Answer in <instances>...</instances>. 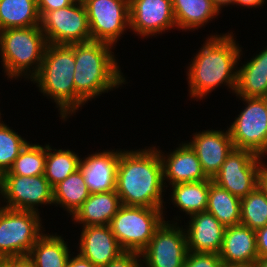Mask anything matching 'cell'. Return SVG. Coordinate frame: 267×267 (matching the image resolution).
<instances>
[{
	"instance_id": "1",
	"label": "cell",
	"mask_w": 267,
	"mask_h": 267,
	"mask_svg": "<svg viewBox=\"0 0 267 267\" xmlns=\"http://www.w3.org/2000/svg\"><path fill=\"white\" fill-rule=\"evenodd\" d=\"M149 148L120 152L116 192L124 206L164 209L162 160L155 147Z\"/></svg>"
},
{
	"instance_id": "2",
	"label": "cell",
	"mask_w": 267,
	"mask_h": 267,
	"mask_svg": "<svg viewBox=\"0 0 267 267\" xmlns=\"http://www.w3.org/2000/svg\"><path fill=\"white\" fill-rule=\"evenodd\" d=\"M233 35H211L193 58L187 71L190 97L203 99L222 84L235 92L242 50Z\"/></svg>"
},
{
	"instance_id": "3",
	"label": "cell",
	"mask_w": 267,
	"mask_h": 267,
	"mask_svg": "<svg viewBox=\"0 0 267 267\" xmlns=\"http://www.w3.org/2000/svg\"><path fill=\"white\" fill-rule=\"evenodd\" d=\"M112 47L93 40L74 44L75 112L88 100L125 84Z\"/></svg>"
},
{
	"instance_id": "4",
	"label": "cell",
	"mask_w": 267,
	"mask_h": 267,
	"mask_svg": "<svg viewBox=\"0 0 267 267\" xmlns=\"http://www.w3.org/2000/svg\"><path fill=\"white\" fill-rule=\"evenodd\" d=\"M74 44H47L41 67L31 80L60 110L61 119L75 113Z\"/></svg>"
},
{
	"instance_id": "5",
	"label": "cell",
	"mask_w": 267,
	"mask_h": 267,
	"mask_svg": "<svg viewBox=\"0 0 267 267\" xmlns=\"http://www.w3.org/2000/svg\"><path fill=\"white\" fill-rule=\"evenodd\" d=\"M46 45L40 25L1 30L0 55L7 78L26 76L31 81L39 72Z\"/></svg>"
},
{
	"instance_id": "6",
	"label": "cell",
	"mask_w": 267,
	"mask_h": 267,
	"mask_svg": "<svg viewBox=\"0 0 267 267\" xmlns=\"http://www.w3.org/2000/svg\"><path fill=\"white\" fill-rule=\"evenodd\" d=\"M163 210L122 205L109 227L124 251L140 254L163 223Z\"/></svg>"
},
{
	"instance_id": "7",
	"label": "cell",
	"mask_w": 267,
	"mask_h": 267,
	"mask_svg": "<svg viewBox=\"0 0 267 267\" xmlns=\"http://www.w3.org/2000/svg\"><path fill=\"white\" fill-rule=\"evenodd\" d=\"M40 214L0 207V260L28 256L42 233Z\"/></svg>"
},
{
	"instance_id": "8",
	"label": "cell",
	"mask_w": 267,
	"mask_h": 267,
	"mask_svg": "<svg viewBox=\"0 0 267 267\" xmlns=\"http://www.w3.org/2000/svg\"><path fill=\"white\" fill-rule=\"evenodd\" d=\"M245 109L228 128L235 149L249 150L267 155V108L264 98L240 97Z\"/></svg>"
},
{
	"instance_id": "9",
	"label": "cell",
	"mask_w": 267,
	"mask_h": 267,
	"mask_svg": "<svg viewBox=\"0 0 267 267\" xmlns=\"http://www.w3.org/2000/svg\"><path fill=\"white\" fill-rule=\"evenodd\" d=\"M40 28L47 44H76L91 41V33L84 4L45 12L40 17Z\"/></svg>"
},
{
	"instance_id": "10",
	"label": "cell",
	"mask_w": 267,
	"mask_h": 267,
	"mask_svg": "<svg viewBox=\"0 0 267 267\" xmlns=\"http://www.w3.org/2000/svg\"><path fill=\"white\" fill-rule=\"evenodd\" d=\"M91 40L115 46L130 28L129 0H85Z\"/></svg>"
},
{
	"instance_id": "11",
	"label": "cell",
	"mask_w": 267,
	"mask_h": 267,
	"mask_svg": "<svg viewBox=\"0 0 267 267\" xmlns=\"http://www.w3.org/2000/svg\"><path fill=\"white\" fill-rule=\"evenodd\" d=\"M263 158L249 150L233 149L212 178L218 186L242 199L258 186Z\"/></svg>"
},
{
	"instance_id": "12",
	"label": "cell",
	"mask_w": 267,
	"mask_h": 267,
	"mask_svg": "<svg viewBox=\"0 0 267 267\" xmlns=\"http://www.w3.org/2000/svg\"><path fill=\"white\" fill-rule=\"evenodd\" d=\"M169 222L164 219L140 253L146 267H183L188 253L186 233L177 222Z\"/></svg>"
},
{
	"instance_id": "13",
	"label": "cell",
	"mask_w": 267,
	"mask_h": 267,
	"mask_svg": "<svg viewBox=\"0 0 267 267\" xmlns=\"http://www.w3.org/2000/svg\"><path fill=\"white\" fill-rule=\"evenodd\" d=\"M7 204L3 207L14 210L38 212L40 204H54L53 188L44 175H3V195ZM37 207V208H36Z\"/></svg>"
},
{
	"instance_id": "14",
	"label": "cell",
	"mask_w": 267,
	"mask_h": 267,
	"mask_svg": "<svg viewBox=\"0 0 267 267\" xmlns=\"http://www.w3.org/2000/svg\"><path fill=\"white\" fill-rule=\"evenodd\" d=\"M130 28L137 35L162 34L177 28L171 0H129Z\"/></svg>"
},
{
	"instance_id": "15",
	"label": "cell",
	"mask_w": 267,
	"mask_h": 267,
	"mask_svg": "<svg viewBox=\"0 0 267 267\" xmlns=\"http://www.w3.org/2000/svg\"><path fill=\"white\" fill-rule=\"evenodd\" d=\"M187 142L195 151L208 178H213L220 170L227 156L234 149L229 130H204L193 135Z\"/></svg>"
},
{
	"instance_id": "16",
	"label": "cell",
	"mask_w": 267,
	"mask_h": 267,
	"mask_svg": "<svg viewBox=\"0 0 267 267\" xmlns=\"http://www.w3.org/2000/svg\"><path fill=\"white\" fill-rule=\"evenodd\" d=\"M79 244L78 254L98 267L107 265L125 252L109 225L83 227Z\"/></svg>"
},
{
	"instance_id": "17",
	"label": "cell",
	"mask_w": 267,
	"mask_h": 267,
	"mask_svg": "<svg viewBox=\"0 0 267 267\" xmlns=\"http://www.w3.org/2000/svg\"><path fill=\"white\" fill-rule=\"evenodd\" d=\"M120 152H95L80 160L79 169L90 194L116 190Z\"/></svg>"
},
{
	"instance_id": "18",
	"label": "cell",
	"mask_w": 267,
	"mask_h": 267,
	"mask_svg": "<svg viewBox=\"0 0 267 267\" xmlns=\"http://www.w3.org/2000/svg\"><path fill=\"white\" fill-rule=\"evenodd\" d=\"M219 257L224 266H254L259 258L256 231L242 224L226 227Z\"/></svg>"
},
{
	"instance_id": "19",
	"label": "cell",
	"mask_w": 267,
	"mask_h": 267,
	"mask_svg": "<svg viewBox=\"0 0 267 267\" xmlns=\"http://www.w3.org/2000/svg\"><path fill=\"white\" fill-rule=\"evenodd\" d=\"M188 223L184 229L188 251L219 254L226 227L207 211L192 214Z\"/></svg>"
},
{
	"instance_id": "20",
	"label": "cell",
	"mask_w": 267,
	"mask_h": 267,
	"mask_svg": "<svg viewBox=\"0 0 267 267\" xmlns=\"http://www.w3.org/2000/svg\"><path fill=\"white\" fill-rule=\"evenodd\" d=\"M179 145V148L170 152L167 157L157 148L163 165V182L167 180L169 185H174L209 179L190 145L186 142Z\"/></svg>"
},
{
	"instance_id": "21",
	"label": "cell",
	"mask_w": 267,
	"mask_h": 267,
	"mask_svg": "<svg viewBox=\"0 0 267 267\" xmlns=\"http://www.w3.org/2000/svg\"><path fill=\"white\" fill-rule=\"evenodd\" d=\"M122 206L116 190L90 194L72 215L73 221L90 225H109L111 219Z\"/></svg>"
},
{
	"instance_id": "22",
	"label": "cell",
	"mask_w": 267,
	"mask_h": 267,
	"mask_svg": "<svg viewBox=\"0 0 267 267\" xmlns=\"http://www.w3.org/2000/svg\"><path fill=\"white\" fill-rule=\"evenodd\" d=\"M237 84L234 93L239 97L267 96V48L251 60L238 67Z\"/></svg>"
},
{
	"instance_id": "23",
	"label": "cell",
	"mask_w": 267,
	"mask_h": 267,
	"mask_svg": "<svg viewBox=\"0 0 267 267\" xmlns=\"http://www.w3.org/2000/svg\"><path fill=\"white\" fill-rule=\"evenodd\" d=\"M177 28L195 30L217 17L221 6L215 0H171Z\"/></svg>"
},
{
	"instance_id": "24",
	"label": "cell",
	"mask_w": 267,
	"mask_h": 267,
	"mask_svg": "<svg viewBox=\"0 0 267 267\" xmlns=\"http://www.w3.org/2000/svg\"><path fill=\"white\" fill-rule=\"evenodd\" d=\"M66 244L59 235L43 234L32 247L28 257L34 267H66L71 255Z\"/></svg>"
},
{
	"instance_id": "25",
	"label": "cell",
	"mask_w": 267,
	"mask_h": 267,
	"mask_svg": "<svg viewBox=\"0 0 267 267\" xmlns=\"http://www.w3.org/2000/svg\"><path fill=\"white\" fill-rule=\"evenodd\" d=\"M38 25L37 0H0V31Z\"/></svg>"
},
{
	"instance_id": "26",
	"label": "cell",
	"mask_w": 267,
	"mask_h": 267,
	"mask_svg": "<svg viewBox=\"0 0 267 267\" xmlns=\"http://www.w3.org/2000/svg\"><path fill=\"white\" fill-rule=\"evenodd\" d=\"M211 178L199 182L172 185V203L187 215L206 211Z\"/></svg>"
},
{
	"instance_id": "27",
	"label": "cell",
	"mask_w": 267,
	"mask_h": 267,
	"mask_svg": "<svg viewBox=\"0 0 267 267\" xmlns=\"http://www.w3.org/2000/svg\"><path fill=\"white\" fill-rule=\"evenodd\" d=\"M206 211L211 213L225 227L239 225L241 199L212 181Z\"/></svg>"
},
{
	"instance_id": "28",
	"label": "cell",
	"mask_w": 267,
	"mask_h": 267,
	"mask_svg": "<svg viewBox=\"0 0 267 267\" xmlns=\"http://www.w3.org/2000/svg\"><path fill=\"white\" fill-rule=\"evenodd\" d=\"M89 195L90 193L80 169H77L53 188L54 204L65 208L70 215L77 211Z\"/></svg>"
},
{
	"instance_id": "29",
	"label": "cell",
	"mask_w": 267,
	"mask_h": 267,
	"mask_svg": "<svg viewBox=\"0 0 267 267\" xmlns=\"http://www.w3.org/2000/svg\"><path fill=\"white\" fill-rule=\"evenodd\" d=\"M54 151V152H51ZM81 158L73 151L67 149H52L46 144V165L44 176L54 188L65 180L70 174L79 169Z\"/></svg>"
},
{
	"instance_id": "30",
	"label": "cell",
	"mask_w": 267,
	"mask_h": 267,
	"mask_svg": "<svg viewBox=\"0 0 267 267\" xmlns=\"http://www.w3.org/2000/svg\"><path fill=\"white\" fill-rule=\"evenodd\" d=\"M46 165V145L28 143L3 175L40 176Z\"/></svg>"
},
{
	"instance_id": "31",
	"label": "cell",
	"mask_w": 267,
	"mask_h": 267,
	"mask_svg": "<svg viewBox=\"0 0 267 267\" xmlns=\"http://www.w3.org/2000/svg\"><path fill=\"white\" fill-rule=\"evenodd\" d=\"M240 224L254 231L267 225V197L259 186L241 199Z\"/></svg>"
},
{
	"instance_id": "32",
	"label": "cell",
	"mask_w": 267,
	"mask_h": 267,
	"mask_svg": "<svg viewBox=\"0 0 267 267\" xmlns=\"http://www.w3.org/2000/svg\"><path fill=\"white\" fill-rule=\"evenodd\" d=\"M29 142L10 129L0 118V172H8L15 159Z\"/></svg>"
},
{
	"instance_id": "33",
	"label": "cell",
	"mask_w": 267,
	"mask_h": 267,
	"mask_svg": "<svg viewBox=\"0 0 267 267\" xmlns=\"http://www.w3.org/2000/svg\"><path fill=\"white\" fill-rule=\"evenodd\" d=\"M219 254L188 251L183 267H222Z\"/></svg>"
},
{
	"instance_id": "34",
	"label": "cell",
	"mask_w": 267,
	"mask_h": 267,
	"mask_svg": "<svg viewBox=\"0 0 267 267\" xmlns=\"http://www.w3.org/2000/svg\"><path fill=\"white\" fill-rule=\"evenodd\" d=\"M141 260L139 253L125 251L103 267H142Z\"/></svg>"
},
{
	"instance_id": "35",
	"label": "cell",
	"mask_w": 267,
	"mask_h": 267,
	"mask_svg": "<svg viewBox=\"0 0 267 267\" xmlns=\"http://www.w3.org/2000/svg\"><path fill=\"white\" fill-rule=\"evenodd\" d=\"M73 4L72 0H37V8L40 17L49 11H54Z\"/></svg>"
},
{
	"instance_id": "36",
	"label": "cell",
	"mask_w": 267,
	"mask_h": 267,
	"mask_svg": "<svg viewBox=\"0 0 267 267\" xmlns=\"http://www.w3.org/2000/svg\"><path fill=\"white\" fill-rule=\"evenodd\" d=\"M257 252L259 257L267 255V225L256 231Z\"/></svg>"
},
{
	"instance_id": "37",
	"label": "cell",
	"mask_w": 267,
	"mask_h": 267,
	"mask_svg": "<svg viewBox=\"0 0 267 267\" xmlns=\"http://www.w3.org/2000/svg\"><path fill=\"white\" fill-rule=\"evenodd\" d=\"M1 262L6 267H34L32 260L28 256L5 258Z\"/></svg>"
},
{
	"instance_id": "38",
	"label": "cell",
	"mask_w": 267,
	"mask_h": 267,
	"mask_svg": "<svg viewBox=\"0 0 267 267\" xmlns=\"http://www.w3.org/2000/svg\"><path fill=\"white\" fill-rule=\"evenodd\" d=\"M66 267H98V266L93 265L89 260L77 254V256L75 257H71L70 255Z\"/></svg>"
},
{
	"instance_id": "39",
	"label": "cell",
	"mask_w": 267,
	"mask_h": 267,
	"mask_svg": "<svg viewBox=\"0 0 267 267\" xmlns=\"http://www.w3.org/2000/svg\"><path fill=\"white\" fill-rule=\"evenodd\" d=\"M258 186L267 197V165L264 163L262 164L258 174Z\"/></svg>"
},
{
	"instance_id": "40",
	"label": "cell",
	"mask_w": 267,
	"mask_h": 267,
	"mask_svg": "<svg viewBox=\"0 0 267 267\" xmlns=\"http://www.w3.org/2000/svg\"><path fill=\"white\" fill-rule=\"evenodd\" d=\"M265 0H231L228 5L237 4L246 7H258L264 4Z\"/></svg>"
},
{
	"instance_id": "41",
	"label": "cell",
	"mask_w": 267,
	"mask_h": 267,
	"mask_svg": "<svg viewBox=\"0 0 267 267\" xmlns=\"http://www.w3.org/2000/svg\"><path fill=\"white\" fill-rule=\"evenodd\" d=\"M254 267H267V255L264 257H259L256 260Z\"/></svg>"
},
{
	"instance_id": "42",
	"label": "cell",
	"mask_w": 267,
	"mask_h": 267,
	"mask_svg": "<svg viewBox=\"0 0 267 267\" xmlns=\"http://www.w3.org/2000/svg\"><path fill=\"white\" fill-rule=\"evenodd\" d=\"M220 6L221 8L224 6H228V4L230 3L231 0H215Z\"/></svg>"
},
{
	"instance_id": "43",
	"label": "cell",
	"mask_w": 267,
	"mask_h": 267,
	"mask_svg": "<svg viewBox=\"0 0 267 267\" xmlns=\"http://www.w3.org/2000/svg\"><path fill=\"white\" fill-rule=\"evenodd\" d=\"M3 195V174L0 172V196Z\"/></svg>"
},
{
	"instance_id": "44",
	"label": "cell",
	"mask_w": 267,
	"mask_h": 267,
	"mask_svg": "<svg viewBox=\"0 0 267 267\" xmlns=\"http://www.w3.org/2000/svg\"><path fill=\"white\" fill-rule=\"evenodd\" d=\"M73 3H81V4H84L85 3V0H72Z\"/></svg>"
},
{
	"instance_id": "45",
	"label": "cell",
	"mask_w": 267,
	"mask_h": 267,
	"mask_svg": "<svg viewBox=\"0 0 267 267\" xmlns=\"http://www.w3.org/2000/svg\"><path fill=\"white\" fill-rule=\"evenodd\" d=\"M222 267H254V266H222Z\"/></svg>"
},
{
	"instance_id": "46",
	"label": "cell",
	"mask_w": 267,
	"mask_h": 267,
	"mask_svg": "<svg viewBox=\"0 0 267 267\" xmlns=\"http://www.w3.org/2000/svg\"><path fill=\"white\" fill-rule=\"evenodd\" d=\"M264 99H265V105H266V108H267V96L264 97Z\"/></svg>"
},
{
	"instance_id": "47",
	"label": "cell",
	"mask_w": 267,
	"mask_h": 267,
	"mask_svg": "<svg viewBox=\"0 0 267 267\" xmlns=\"http://www.w3.org/2000/svg\"><path fill=\"white\" fill-rule=\"evenodd\" d=\"M0 267H6V266L0 261Z\"/></svg>"
}]
</instances>
